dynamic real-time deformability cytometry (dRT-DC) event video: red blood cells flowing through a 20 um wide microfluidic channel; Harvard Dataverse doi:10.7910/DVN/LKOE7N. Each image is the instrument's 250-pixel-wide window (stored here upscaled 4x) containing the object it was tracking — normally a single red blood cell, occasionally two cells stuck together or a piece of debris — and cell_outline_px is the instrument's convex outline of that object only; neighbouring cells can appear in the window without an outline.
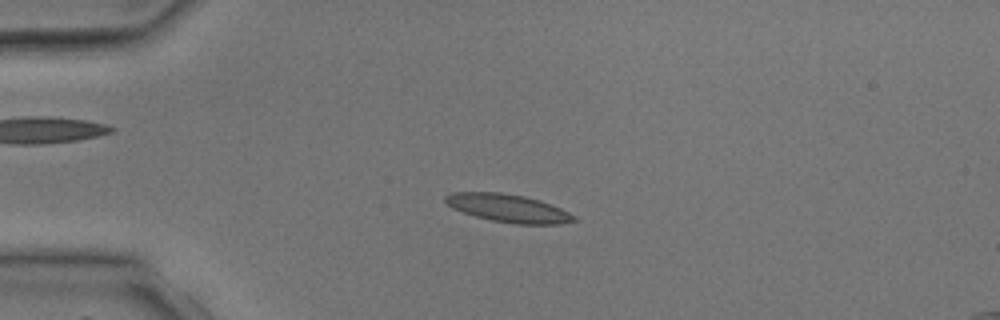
{"species": "common noctule bat (a hibernating species)", "species_latin": "Nyctalus noctula", "temperature_condition": "room temperature", "stored_images_in_passage": 2, "camera_frame_rate_fps": 3000, "um_per_image_px": 0.085, "animal": {"sex": "male", "body_mass_g": 17.9, "forearm_length_mm": 54.2}, "frame": {"image": 1, "passage_image": 2, "time_ms": 1.333, "image_size_px": [1000, 320], "cell_outline_px": [[580, 220], [560, 224], [516, 224], [492, 220], [476, 216], [452, 208], [444, 200], [444, 196], [452, 192], [500, 192], [524, 196], [540, 200], [560, 208], [576, 216]], "centroid_in_image_um": [43.22, 17.69], "position_along_channel_um": 41.8, "area_um2": 20.92}}